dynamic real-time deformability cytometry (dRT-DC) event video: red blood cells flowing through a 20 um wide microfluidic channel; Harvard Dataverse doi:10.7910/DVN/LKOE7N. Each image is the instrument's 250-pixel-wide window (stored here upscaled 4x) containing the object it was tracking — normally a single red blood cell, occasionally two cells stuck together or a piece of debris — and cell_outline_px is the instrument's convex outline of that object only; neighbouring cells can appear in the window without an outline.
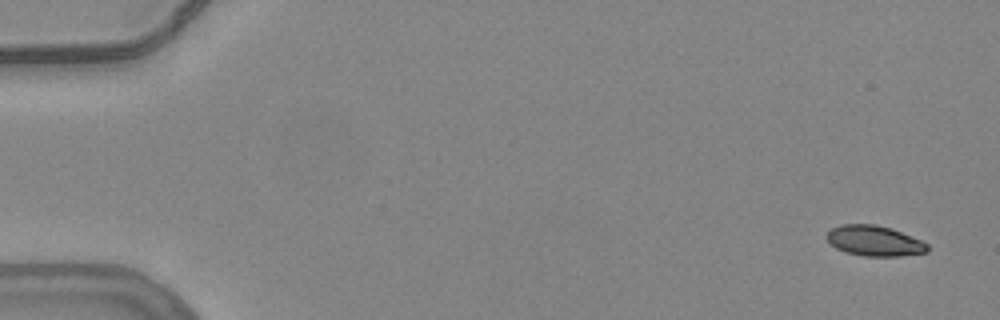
{"species": "common noctule bat (a hibernating species)", "species_latin": "Nyctalus noctula", "temperature_condition": "warm", "stored_images_in_passage": 54, "camera_frame_rate_fps": 3000, "um_per_image_px": 0.085, "animal": {"sex": "female", "body_mass_g": 24.6, "forearm_length_mm": 56.2}, "frame": {"image": 1, "passage_image": 1, "time_ms": 0.0, "image_size_px": [1000, 320], "cell_outline_px": [[928, 252], [900, 256], [864, 256], [844, 252], [836, 248], [824, 236], [832, 228], [840, 224], [876, 224], [892, 228], [920, 240], [928, 244]], "centroid_in_image_um": [74.31, 20.47], "position_along_channel_um": 10.7, "area_um2": 17.92}}
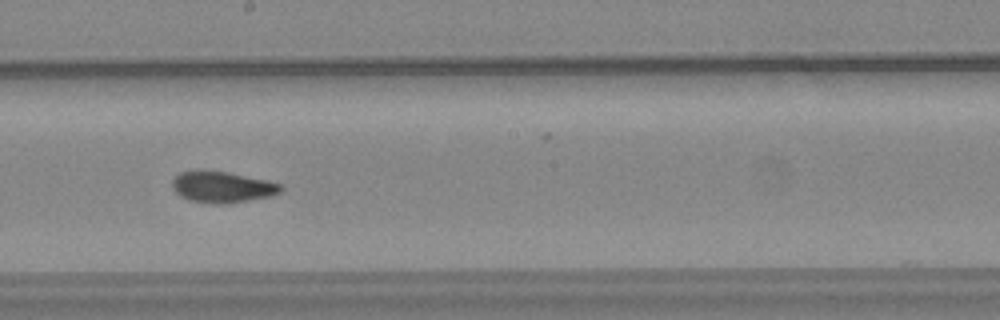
{"frame": {"image": 2, "passage_image": 30, "time_ms": 9.667, "image_size_px": [1000, 320], "cell_outline_px": [[284, 188], [280, 192], [272, 196], [248, 200], [220, 204], [212, 204], [188, 200], [180, 196], [172, 188], [172, 180], [180, 172], [200, 168], [204, 168], [228, 172], [284, 184]], "centroid_in_image_um": [18.86, 15.87], "position_along_channel_um": 229.3, "area_um2": 20.17}}
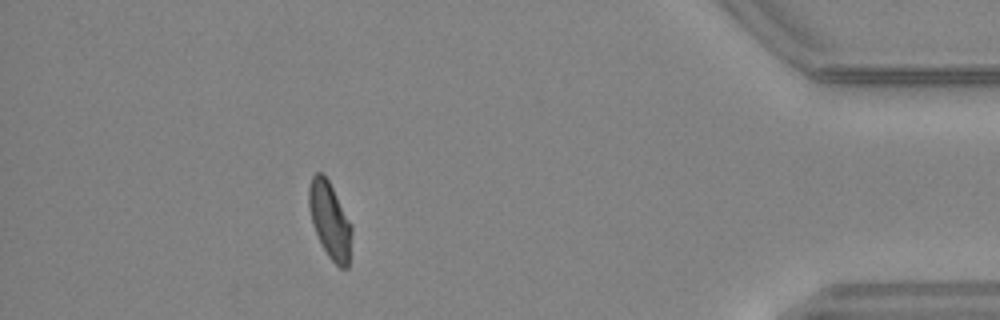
{"frame": {"image": 3, "passage_image": 48, "time_ms": 15.667, "image_size_px": [1000, 320], "cell_outline_px": [[352, 232], [348, 268], [340, 268], [328, 256], [312, 224], [308, 208], [308, 188], [312, 176], [316, 172], [324, 172], [352, 224]], "centroid_in_image_um": [28.03, 18.69], "position_along_channel_um": 407.2, "area_um2": 19.13}, "authors_computed_cell_mechanics": {"area_um2": 19.2185, "velocity_mm_per_s": 3.7802, "shape_relaxation_time_tau1_ms": null, "shape_relaxation_time_tau2_ms": 1.9254, "deformation_change_tau1": null, "deformation_change_tau2": 0.0542}}